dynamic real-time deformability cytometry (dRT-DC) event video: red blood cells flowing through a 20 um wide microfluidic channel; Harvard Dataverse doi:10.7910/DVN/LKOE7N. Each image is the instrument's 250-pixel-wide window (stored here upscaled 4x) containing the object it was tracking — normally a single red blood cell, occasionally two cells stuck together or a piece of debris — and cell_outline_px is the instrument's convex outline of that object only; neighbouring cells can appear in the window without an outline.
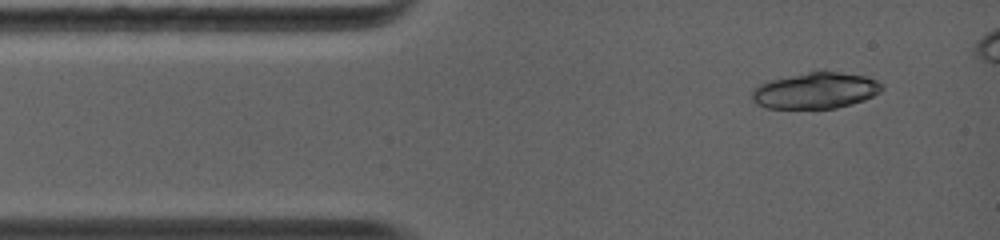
{"species": "common noctule bat (a hibernating species)", "species_latin": "Nyctalus noctula", "temperature_condition": "warm", "stored_images_in_passage": 3, "camera_frame_rate_fps": 5000, "um_per_image_px": 0.085, "animal": {"sex": "female", "body_mass_g": 19.0, "forearm_length_mm": 56.7}, "frame": {"image": 1, "passage_image": 1, "time_ms": 0.0, "image_size_px": [1000, 240], "cell_outline_px": [[884, 88], [880, 92], [864, 100], [852, 104], [836, 108], [764, 108], [756, 104], [752, 100], [752, 92], [760, 84], [768, 80], [808, 72], [840, 72], [864, 76], [876, 80]], "centroid_in_image_um": [69.31, 7.71], "position_along_channel_um": 15.7, "area_um2": 27.17}}